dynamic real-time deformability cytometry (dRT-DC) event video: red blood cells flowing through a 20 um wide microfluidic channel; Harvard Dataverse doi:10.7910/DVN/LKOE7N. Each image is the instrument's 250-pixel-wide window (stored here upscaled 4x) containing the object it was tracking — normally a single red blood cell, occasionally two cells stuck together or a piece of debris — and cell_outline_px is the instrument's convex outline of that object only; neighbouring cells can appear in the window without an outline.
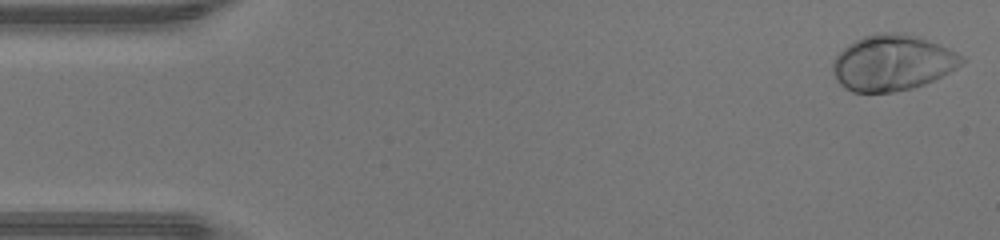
{"species": "human", "species_latin": "Homo sapiens", "temperature_condition": "warm", "stored_images_in_passage": 46, "camera_frame_rate_fps": 3000, "um_per_image_px": 0.085, "donor": {"sex": "male"}, "frame": {"image": 1, "passage_image": 1, "time_ms": 0.0, "image_size_px": [1000, 240], "cell_outline_px": [[968, 60], [956, 68], [924, 84], [912, 88], [892, 92], [852, 92], [844, 88], [836, 80], [832, 68], [832, 64], [836, 56], [848, 44], [864, 36], [880, 32], [896, 32], [916, 36], [928, 40], [956, 52], [964, 56]], "centroid_in_image_um": [75.84, 5.34], "position_along_channel_um": 9.2, "area_um2": 41.73}}
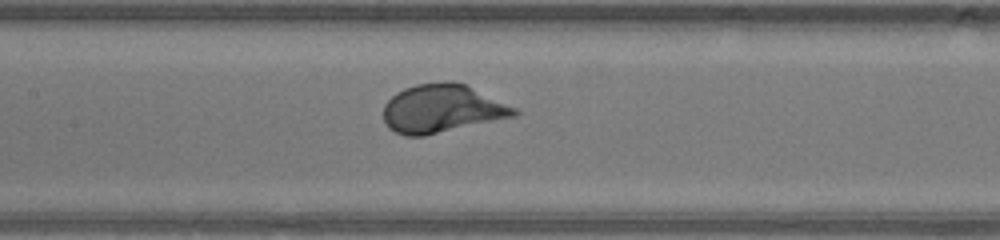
{"frame": {"image": 2, "passage_image": 21, "time_ms": 6.667, "image_size_px": [1000, 240], "cell_outline_px": [[520, 112], [516, 116], [424, 136], [404, 136], [388, 128], [384, 120], [384, 104], [396, 92], [404, 88], [416, 84], [444, 80], [464, 84], [516, 108]], "centroid_in_image_um": [37.54, 9.24], "position_along_channel_um": 169.9, "area_um2": 36.7}}
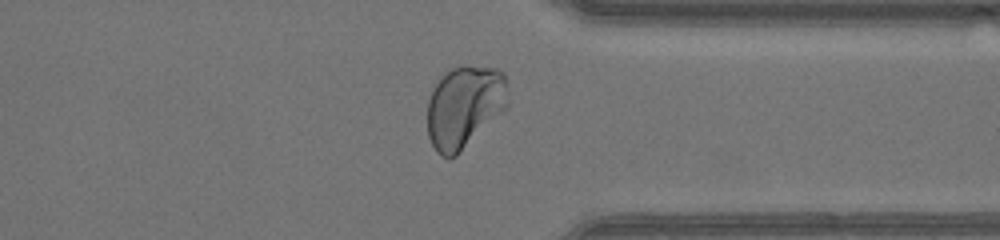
{"frame": {"image": 3, "passage_image": 35, "time_ms": 11.333, "image_size_px": [1000, 240], "cell_outline_px": [[508, 104], [456, 156], [448, 160], [440, 156], [436, 152], [428, 136], [428, 100], [436, 84], [452, 68], [496, 68], [504, 72], [508, 88]], "centroid_in_image_um": [39.46, 9.11], "position_along_channel_um": 371.9, "area_um2": 37.8}, "authors_computed_cell_mechanics": {"area_um2": 37.3388, "velocity_mm_per_s": 4.4141, "shape_relaxation_time_tau1_ms": 1.6193, "shape_relaxation_time_tau2_ms": null, "deformation_change_tau1": 0.1632, "deformation_change_tau2": null}}